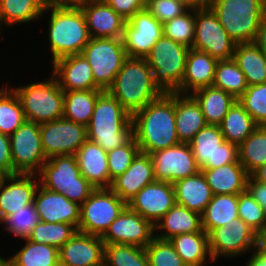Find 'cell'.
Instances as JSON below:
<instances>
[{"label": "cell", "instance_id": "cell-1", "mask_svg": "<svg viewBox=\"0 0 266 266\" xmlns=\"http://www.w3.org/2000/svg\"><path fill=\"white\" fill-rule=\"evenodd\" d=\"M139 150L150 154L181 143L175 127V93H163L132 115Z\"/></svg>", "mask_w": 266, "mask_h": 266}, {"label": "cell", "instance_id": "cell-2", "mask_svg": "<svg viewBox=\"0 0 266 266\" xmlns=\"http://www.w3.org/2000/svg\"><path fill=\"white\" fill-rule=\"evenodd\" d=\"M133 137L132 116L115 97L103 91L87 126V140L109 152L127 144Z\"/></svg>", "mask_w": 266, "mask_h": 266}, {"label": "cell", "instance_id": "cell-3", "mask_svg": "<svg viewBox=\"0 0 266 266\" xmlns=\"http://www.w3.org/2000/svg\"><path fill=\"white\" fill-rule=\"evenodd\" d=\"M107 91L131 116L163 94L146 58L138 57H127Z\"/></svg>", "mask_w": 266, "mask_h": 266}, {"label": "cell", "instance_id": "cell-4", "mask_svg": "<svg viewBox=\"0 0 266 266\" xmlns=\"http://www.w3.org/2000/svg\"><path fill=\"white\" fill-rule=\"evenodd\" d=\"M48 10L52 11L48 28L52 61L81 54L91 38L81 8L46 6Z\"/></svg>", "mask_w": 266, "mask_h": 266}, {"label": "cell", "instance_id": "cell-5", "mask_svg": "<svg viewBox=\"0 0 266 266\" xmlns=\"http://www.w3.org/2000/svg\"><path fill=\"white\" fill-rule=\"evenodd\" d=\"M208 6L234 42H254L266 10L262 0H209Z\"/></svg>", "mask_w": 266, "mask_h": 266}, {"label": "cell", "instance_id": "cell-6", "mask_svg": "<svg viewBox=\"0 0 266 266\" xmlns=\"http://www.w3.org/2000/svg\"><path fill=\"white\" fill-rule=\"evenodd\" d=\"M38 175L42 187L63 194L67 199L80 205L96 189L81 175L75 155L48 158Z\"/></svg>", "mask_w": 266, "mask_h": 266}, {"label": "cell", "instance_id": "cell-7", "mask_svg": "<svg viewBox=\"0 0 266 266\" xmlns=\"http://www.w3.org/2000/svg\"><path fill=\"white\" fill-rule=\"evenodd\" d=\"M50 79L12 88L20 100L27 121L42 124L63 118L64 90L51 73Z\"/></svg>", "mask_w": 266, "mask_h": 266}, {"label": "cell", "instance_id": "cell-8", "mask_svg": "<svg viewBox=\"0 0 266 266\" xmlns=\"http://www.w3.org/2000/svg\"><path fill=\"white\" fill-rule=\"evenodd\" d=\"M190 48L162 36L145 57L155 84L163 93H178Z\"/></svg>", "mask_w": 266, "mask_h": 266}, {"label": "cell", "instance_id": "cell-9", "mask_svg": "<svg viewBox=\"0 0 266 266\" xmlns=\"http://www.w3.org/2000/svg\"><path fill=\"white\" fill-rule=\"evenodd\" d=\"M81 54L91 66L95 84L103 91L112 86L127 59L122 38L91 37Z\"/></svg>", "mask_w": 266, "mask_h": 266}, {"label": "cell", "instance_id": "cell-10", "mask_svg": "<svg viewBox=\"0 0 266 266\" xmlns=\"http://www.w3.org/2000/svg\"><path fill=\"white\" fill-rule=\"evenodd\" d=\"M126 206L110 188L95 189L80 205L78 232L102 236Z\"/></svg>", "mask_w": 266, "mask_h": 266}, {"label": "cell", "instance_id": "cell-11", "mask_svg": "<svg viewBox=\"0 0 266 266\" xmlns=\"http://www.w3.org/2000/svg\"><path fill=\"white\" fill-rule=\"evenodd\" d=\"M236 45L209 6L195 10L193 49L206 52L219 61L232 59Z\"/></svg>", "mask_w": 266, "mask_h": 266}, {"label": "cell", "instance_id": "cell-12", "mask_svg": "<svg viewBox=\"0 0 266 266\" xmlns=\"http://www.w3.org/2000/svg\"><path fill=\"white\" fill-rule=\"evenodd\" d=\"M9 139L13 175L37 174L47 161L42 149L40 124L26 120Z\"/></svg>", "mask_w": 266, "mask_h": 266}, {"label": "cell", "instance_id": "cell-13", "mask_svg": "<svg viewBox=\"0 0 266 266\" xmlns=\"http://www.w3.org/2000/svg\"><path fill=\"white\" fill-rule=\"evenodd\" d=\"M188 144L200 169H214L238 160V146L225 141L218 125H206Z\"/></svg>", "mask_w": 266, "mask_h": 266}, {"label": "cell", "instance_id": "cell-14", "mask_svg": "<svg viewBox=\"0 0 266 266\" xmlns=\"http://www.w3.org/2000/svg\"><path fill=\"white\" fill-rule=\"evenodd\" d=\"M40 136L46 159L75 155L87 140V127L62 118L40 124Z\"/></svg>", "mask_w": 266, "mask_h": 266}, {"label": "cell", "instance_id": "cell-15", "mask_svg": "<svg viewBox=\"0 0 266 266\" xmlns=\"http://www.w3.org/2000/svg\"><path fill=\"white\" fill-rule=\"evenodd\" d=\"M163 36V26L145 8L125 22L122 41L127 57L145 58Z\"/></svg>", "mask_w": 266, "mask_h": 266}, {"label": "cell", "instance_id": "cell-16", "mask_svg": "<svg viewBox=\"0 0 266 266\" xmlns=\"http://www.w3.org/2000/svg\"><path fill=\"white\" fill-rule=\"evenodd\" d=\"M155 227L126 206L101 236L105 244H126L145 248L155 237Z\"/></svg>", "mask_w": 266, "mask_h": 266}, {"label": "cell", "instance_id": "cell-17", "mask_svg": "<svg viewBox=\"0 0 266 266\" xmlns=\"http://www.w3.org/2000/svg\"><path fill=\"white\" fill-rule=\"evenodd\" d=\"M149 155L153 162L156 181L174 183L200 171L188 143H179Z\"/></svg>", "mask_w": 266, "mask_h": 266}, {"label": "cell", "instance_id": "cell-18", "mask_svg": "<svg viewBox=\"0 0 266 266\" xmlns=\"http://www.w3.org/2000/svg\"><path fill=\"white\" fill-rule=\"evenodd\" d=\"M257 233L242 219L236 218L227 226L213 229L208 234L210 252L214 261L218 257L240 256L255 250Z\"/></svg>", "mask_w": 266, "mask_h": 266}, {"label": "cell", "instance_id": "cell-19", "mask_svg": "<svg viewBox=\"0 0 266 266\" xmlns=\"http://www.w3.org/2000/svg\"><path fill=\"white\" fill-rule=\"evenodd\" d=\"M175 204L173 183L155 181L142 188L127 206L155 225Z\"/></svg>", "mask_w": 266, "mask_h": 266}, {"label": "cell", "instance_id": "cell-20", "mask_svg": "<svg viewBox=\"0 0 266 266\" xmlns=\"http://www.w3.org/2000/svg\"><path fill=\"white\" fill-rule=\"evenodd\" d=\"M101 236L76 232L59 248V266H104Z\"/></svg>", "mask_w": 266, "mask_h": 266}, {"label": "cell", "instance_id": "cell-21", "mask_svg": "<svg viewBox=\"0 0 266 266\" xmlns=\"http://www.w3.org/2000/svg\"><path fill=\"white\" fill-rule=\"evenodd\" d=\"M39 219L48 223H69L78 229L80 204L67 199L63 194L51 191L40 184L33 201Z\"/></svg>", "mask_w": 266, "mask_h": 266}, {"label": "cell", "instance_id": "cell-22", "mask_svg": "<svg viewBox=\"0 0 266 266\" xmlns=\"http://www.w3.org/2000/svg\"><path fill=\"white\" fill-rule=\"evenodd\" d=\"M64 91L101 90L94 82L90 64L82 54L69 55L53 62V72Z\"/></svg>", "mask_w": 266, "mask_h": 266}, {"label": "cell", "instance_id": "cell-23", "mask_svg": "<svg viewBox=\"0 0 266 266\" xmlns=\"http://www.w3.org/2000/svg\"><path fill=\"white\" fill-rule=\"evenodd\" d=\"M90 37L122 38L126 20L104 0H87L80 6Z\"/></svg>", "mask_w": 266, "mask_h": 266}, {"label": "cell", "instance_id": "cell-24", "mask_svg": "<svg viewBox=\"0 0 266 266\" xmlns=\"http://www.w3.org/2000/svg\"><path fill=\"white\" fill-rule=\"evenodd\" d=\"M155 181L150 155L139 152L130 167L112 180L110 189L127 204L142 188Z\"/></svg>", "mask_w": 266, "mask_h": 266}, {"label": "cell", "instance_id": "cell-25", "mask_svg": "<svg viewBox=\"0 0 266 266\" xmlns=\"http://www.w3.org/2000/svg\"><path fill=\"white\" fill-rule=\"evenodd\" d=\"M37 180L39 178L36 174H15L5 180L0 187V221L21 207L33 203L39 186Z\"/></svg>", "mask_w": 266, "mask_h": 266}, {"label": "cell", "instance_id": "cell-26", "mask_svg": "<svg viewBox=\"0 0 266 266\" xmlns=\"http://www.w3.org/2000/svg\"><path fill=\"white\" fill-rule=\"evenodd\" d=\"M81 175L96 189L110 188L112 181L107 162V152L98 144L86 140L75 153Z\"/></svg>", "mask_w": 266, "mask_h": 266}, {"label": "cell", "instance_id": "cell-27", "mask_svg": "<svg viewBox=\"0 0 266 266\" xmlns=\"http://www.w3.org/2000/svg\"><path fill=\"white\" fill-rule=\"evenodd\" d=\"M218 60L206 52L190 48L186 58L185 73L179 84V94L212 86Z\"/></svg>", "mask_w": 266, "mask_h": 266}, {"label": "cell", "instance_id": "cell-28", "mask_svg": "<svg viewBox=\"0 0 266 266\" xmlns=\"http://www.w3.org/2000/svg\"><path fill=\"white\" fill-rule=\"evenodd\" d=\"M213 195L240 194L246 191L249 174L237 160L214 169H200Z\"/></svg>", "mask_w": 266, "mask_h": 266}, {"label": "cell", "instance_id": "cell-29", "mask_svg": "<svg viewBox=\"0 0 266 266\" xmlns=\"http://www.w3.org/2000/svg\"><path fill=\"white\" fill-rule=\"evenodd\" d=\"M206 125L201 108L191 94L175 93V127L179 141L189 143Z\"/></svg>", "mask_w": 266, "mask_h": 266}, {"label": "cell", "instance_id": "cell-30", "mask_svg": "<svg viewBox=\"0 0 266 266\" xmlns=\"http://www.w3.org/2000/svg\"><path fill=\"white\" fill-rule=\"evenodd\" d=\"M176 204L187 207L200 215L213 196L210 186L201 172L173 183Z\"/></svg>", "mask_w": 266, "mask_h": 266}, {"label": "cell", "instance_id": "cell-31", "mask_svg": "<svg viewBox=\"0 0 266 266\" xmlns=\"http://www.w3.org/2000/svg\"><path fill=\"white\" fill-rule=\"evenodd\" d=\"M154 227L155 233L157 229L165 231L155 235L162 240H168L178 234L205 232L201 225V215L179 204H175Z\"/></svg>", "mask_w": 266, "mask_h": 266}, {"label": "cell", "instance_id": "cell-32", "mask_svg": "<svg viewBox=\"0 0 266 266\" xmlns=\"http://www.w3.org/2000/svg\"><path fill=\"white\" fill-rule=\"evenodd\" d=\"M168 240L186 266H203L208 259L214 262L206 232L178 234Z\"/></svg>", "mask_w": 266, "mask_h": 266}, {"label": "cell", "instance_id": "cell-33", "mask_svg": "<svg viewBox=\"0 0 266 266\" xmlns=\"http://www.w3.org/2000/svg\"><path fill=\"white\" fill-rule=\"evenodd\" d=\"M190 94L199 104L207 125H219L236 101L228 92L214 86L203 87Z\"/></svg>", "mask_w": 266, "mask_h": 266}, {"label": "cell", "instance_id": "cell-34", "mask_svg": "<svg viewBox=\"0 0 266 266\" xmlns=\"http://www.w3.org/2000/svg\"><path fill=\"white\" fill-rule=\"evenodd\" d=\"M238 216V194L213 195L201 214L202 229L209 234L213 229L227 226Z\"/></svg>", "mask_w": 266, "mask_h": 266}, {"label": "cell", "instance_id": "cell-35", "mask_svg": "<svg viewBox=\"0 0 266 266\" xmlns=\"http://www.w3.org/2000/svg\"><path fill=\"white\" fill-rule=\"evenodd\" d=\"M233 59L249 86L266 83V53L254 42L237 44Z\"/></svg>", "mask_w": 266, "mask_h": 266}, {"label": "cell", "instance_id": "cell-36", "mask_svg": "<svg viewBox=\"0 0 266 266\" xmlns=\"http://www.w3.org/2000/svg\"><path fill=\"white\" fill-rule=\"evenodd\" d=\"M103 90L64 91L63 118L88 126L96 100Z\"/></svg>", "mask_w": 266, "mask_h": 266}, {"label": "cell", "instance_id": "cell-37", "mask_svg": "<svg viewBox=\"0 0 266 266\" xmlns=\"http://www.w3.org/2000/svg\"><path fill=\"white\" fill-rule=\"evenodd\" d=\"M218 126L225 141L239 146L259 125L236 100Z\"/></svg>", "mask_w": 266, "mask_h": 266}, {"label": "cell", "instance_id": "cell-38", "mask_svg": "<svg viewBox=\"0 0 266 266\" xmlns=\"http://www.w3.org/2000/svg\"><path fill=\"white\" fill-rule=\"evenodd\" d=\"M45 7L44 0H0V29L2 24L10 27L34 21L45 14Z\"/></svg>", "mask_w": 266, "mask_h": 266}, {"label": "cell", "instance_id": "cell-39", "mask_svg": "<svg viewBox=\"0 0 266 266\" xmlns=\"http://www.w3.org/2000/svg\"><path fill=\"white\" fill-rule=\"evenodd\" d=\"M26 244L9 257V266H59V249L25 239Z\"/></svg>", "mask_w": 266, "mask_h": 266}, {"label": "cell", "instance_id": "cell-40", "mask_svg": "<svg viewBox=\"0 0 266 266\" xmlns=\"http://www.w3.org/2000/svg\"><path fill=\"white\" fill-rule=\"evenodd\" d=\"M238 160L249 175L266 164V125L258 126L238 146Z\"/></svg>", "mask_w": 266, "mask_h": 266}, {"label": "cell", "instance_id": "cell-41", "mask_svg": "<svg viewBox=\"0 0 266 266\" xmlns=\"http://www.w3.org/2000/svg\"><path fill=\"white\" fill-rule=\"evenodd\" d=\"M212 86L228 92L238 100L249 85L244 73L232 58L228 60H219L217 62Z\"/></svg>", "mask_w": 266, "mask_h": 266}, {"label": "cell", "instance_id": "cell-42", "mask_svg": "<svg viewBox=\"0 0 266 266\" xmlns=\"http://www.w3.org/2000/svg\"><path fill=\"white\" fill-rule=\"evenodd\" d=\"M11 88L0 89V133L7 136L26 121L20 100Z\"/></svg>", "mask_w": 266, "mask_h": 266}, {"label": "cell", "instance_id": "cell-43", "mask_svg": "<svg viewBox=\"0 0 266 266\" xmlns=\"http://www.w3.org/2000/svg\"><path fill=\"white\" fill-rule=\"evenodd\" d=\"M104 266H149L145 248L126 244H105Z\"/></svg>", "mask_w": 266, "mask_h": 266}, {"label": "cell", "instance_id": "cell-44", "mask_svg": "<svg viewBox=\"0 0 266 266\" xmlns=\"http://www.w3.org/2000/svg\"><path fill=\"white\" fill-rule=\"evenodd\" d=\"M77 228L69 223H48L40 221L32 230L30 241L62 247L76 232Z\"/></svg>", "mask_w": 266, "mask_h": 266}, {"label": "cell", "instance_id": "cell-45", "mask_svg": "<svg viewBox=\"0 0 266 266\" xmlns=\"http://www.w3.org/2000/svg\"><path fill=\"white\" fill-rule=\"evenodd\" d=\"M163 36L192 48L195 34V10H188L183 15L162 24Z\"/></svg>", "mask_w": 266, "mask_h": 266}, {"label": "cell", "instance_id": "cell-46", "mask_svg": "<svg viewBox=\"0 0 266 266\" xmlns=\"http://www.w3.org/2000/svg\"><path fill=\"white\" fill-rule=\"evenodd\" d=\"M39 222V215L34 203L21 207V209L0 221V223L5 224V229L8 232L23 240L30 237L33 228Z\"/></svg>", "mask_w": 266, "mask_h": 266}, {"label": "cell", "instance_id": "cell-47", "mask_svg": "<svg viewBox=\"0 0 266 266\" xmlns=\"http://www.w3.org/2000/svg\"><path fill=\"white\" fill-rule=\"evenodd\" d=\"M238 216L257 234L266 231V212L247 190L238 194Z\"/></svg>", "mask_w": 266, "mask_h": 266}, {"label": "cell", "instance_id": "cell-48", "mask_svg": "<svg viewBox=\"0 0 266 266\" xmlns=\"http://www.w3.org/2000/svg\"><path fill=\"white\" fill-rule=\"evenodd\" d=\"M238 101L259 126L266 125V83L248 86Z\"/></svg>", "mask_w": 266, "mask_h": 266}, {"label": "cell", "instance_id": "cell-49", "mask_svg": "<svg viewBox=\"0 0 266 266\" xmlns=\"http://www.w3.org/2000/svg\"><path fill=\"white\" fill-rule=\"evenodd\" d=\"M145 251L149 266H186L169 240L154 237Z\"/></svg>", "mask_w": 266, "mask_h": 266}, {"label": "cell", "instance_id": "cell-50", "mask_svg": "<svg viewBox=\"0 0 266 266\" xmlns=\"http://www.w3.org/2000/svg\"><path fill=\"white\" fill-rule=\"evenodd\" d=\"M139 152V146L134 137L127 144L107 152L110 180L123 174Z\"/></svg>", "mask_w": 266, "mask_h": 266}, {"label": "cell", "instance_id": "cell-51", "mask_svg": "<svg viewBox=\"0 0 266 266\" xmlns=\"http://www.w3.org/2000/svg\"><path fill=\"white\" fill-rule=\"evenodd\" d=\"M145 9L162 24L189 10L176 0H148Z\"/></svg>", "mask_w": 266, "mask_h": 266}, {"label": "cell", "instance_id": "cell-52", "mask_svg": "<svg viewBox=\"0 0 266 266\" xmlns=\"http://www.w3.org/2000/svg\"><path fill=\"white\" fill-rule=\"evenodd\" d=\"M116 13L128 21L136 12L145 8L141 0H104Z\"/></svg>", "mask_w": 266, "mask_h": 266}, {"label": "cell", "instance_id": "cell-53", "mask_svg": "<svg viewBox=\"0 0 266 266\" xmlns=\"http://www.w3.org/2000/svg\"><path fill=\"white\" fill-rule=\"evenodd\" d=\"M0 167L13 175V163L9 136L0 133Z\"/></svg>", "mask_w": 266, "mask_h": 266}, {"label": "cell", "instance_id": "cell-54", "mask_svg": "<svg viewBox=\"0 0 266 266\" xmlns=\"http://www.w3.org/2000/svg\"><path fill=\"white\" fill-rule=\"evenodd\" d=\"M246 190L261 205L266 212V184L254 180L250 175L247 180Z\"/></svg>", "mask_w": 266, "mask_h": 266}, {"label": "cell", "instance_id": "cell-55", "mask_svg": "<svg viewBox=\"0 0 266 266\" xmlns=\"http://www.w3.org/2000/svg\"><path fill=\"white\" fill-rule=\"evenodd\" d=\"M254 43L266 53V10L263 13Z\"/></svg>", "mask_w": 266, "mask_h": 266}, {"label": "cell", "instance_id": "cell-56", "mask_svg": "<svg viewBox=\"0 0 266 266\" xmlns=\"http://www.w3.org/2000/svg\"><path fill=\"white\" fill-rule=\"evenodd\" d=\"M46 6L56 7H80L86 1L85 0H44Z\"/></svg>", "mask_w": 266, "mask_h": 266}, {"label": "cell", "instance_id": "cell-57", "mask_svg": "<svg viewBox=\"0 0 266 266\" xmlns=\"http://www.w3.org/2000/svg\"><path fill=\"white\" fill-rule=\"evenodd\" d=\"M255 251L264 259H266V231L256 235Z\"/></svg>", "mask_w": 266, "mask_h": 266}, {"label": "cell", "instance_id": "cell-58", "mask_svg": "<svg viewBox=\"0 0 266 266\" xmlns=\"http://www.w3.org/2000/svg\"><path fill=\"white\" fill-rule=\"evenodd\" d=\"M186 6L189 10L202 9L208 6L209 0H176Z\"/></svg>", "mask_w": 266, "mask_h": 266}, {"label": "cell", "instance_id": "cell-59", "mask_svg": "<svg viewBox=\"0 0 266 266\" xmlns=\"http://www.w3.org/2000/svg\"><path fill=\"white\" fill-rule=\"evenodd\" d=\"M250 176L263 184H266V164L258 167L256 170H254Z\"/></svg>", "mask_w": 266, "mask_h": 266}, {"label": "cell", "instance_id": "cell-60", "mask_svg": "<svg viewBox=\"0 0 266 266\" xmlns=\"http://www.w3.org/2000/svg\"><path fill=\"white\" fill-rule=\"evenodd\" d=\"M253 253L246 266H266V259L262 258L255 250Z\"/></svg>", "mask_w": 266, "mask_h": 266}, {"label": "cell", "instance_id": "cell-61", "mask_svg": "<svg viewBox=\"0 0 266 266\" xmlns=\"http://www.w3.org/2000/svg\"><path fill=\"white\" fill-rule=\"evenodd\" d=\"M10 176V174L0 167V187L4 184L5 180Z\"/></svg>", "mask_w": 266, "mask_h": 266}, {"label": "cell", "instance_id": "cell-62", "mask_svg": "<svg viewBox=\"0 0 266 266\" xmlns=\"http://www.w3.org/2000/svg\"><path fill=\"white\" fill-rule=\"evenodd\" d=\"M0 266H9L8 260L0 256Z\"/></svg>", "mask_w": 266, "mask_h": 266}, {"label": "cell", "instance_id": "cell-63", "mask_svg": "<svg viewBox=\"0 0 266 266\" xmlns=\"http://www.w3.org/2000/svg\"><path fill=\"white\" fill-rule=\"evenodd\" d=\"M144 4H146L148 2V0H141Z\"/></svg>", "mask_w": 266, "mask_h": 266}]
</instances>
